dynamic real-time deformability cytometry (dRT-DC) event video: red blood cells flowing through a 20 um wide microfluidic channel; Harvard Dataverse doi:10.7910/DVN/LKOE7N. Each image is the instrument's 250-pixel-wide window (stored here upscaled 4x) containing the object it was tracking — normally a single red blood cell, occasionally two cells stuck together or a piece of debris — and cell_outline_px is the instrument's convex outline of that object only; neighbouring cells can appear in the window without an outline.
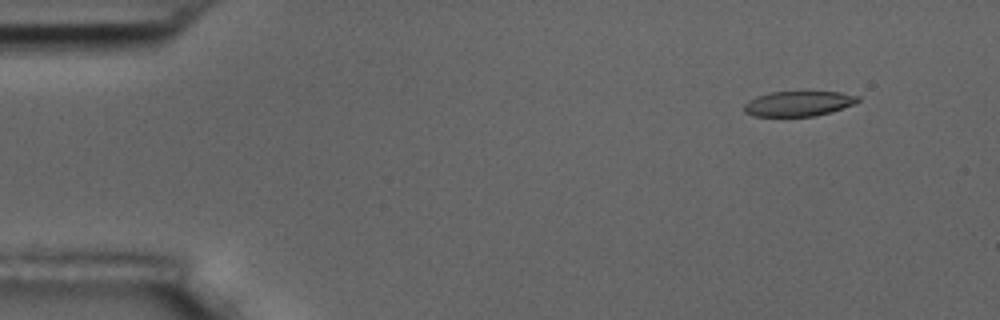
{"species": "common noctule bat (a hibernating species)", "species_latin": "Nyctalus noctula", "temperature_condition": "room temperature", "stored_images_in_passage": 5, "camera_frame_rate_fps": 3000, "um_per_image_px": 0.085, "animal": {"sex": "male", "body_mass_g": 17.5, "forearm_length_mm": 52.3}, "frame": {"image": 1, "passage_image": 2, "time_ms": 1.333, "image_size_px": [1000, 320], "cell_outline_px": [[860, 100], [852, 104], [832, 112], [816, 116], [752, 116], [744, 112], [744, 104], [748, 100], [756, 96], [768, 92], [840, 92], [860, 96]], "centroid_in_image_um": [67.84, 8.81], "position_along_channel_um": 17.2, "area_um2": 16.7}}
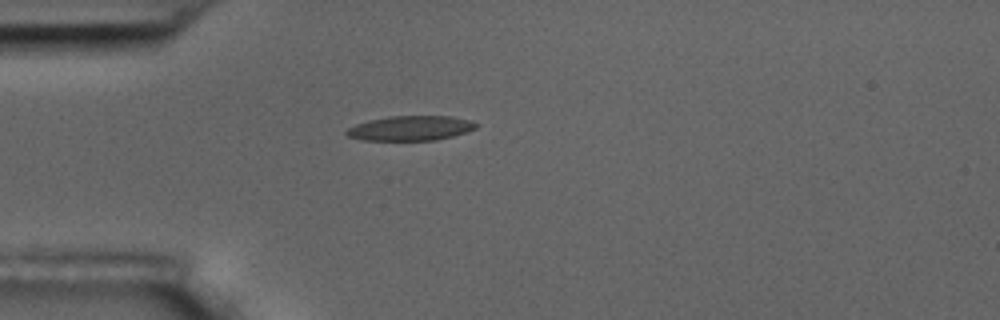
{"frame": {"image": 2, "passage_image": 5, "time_ms": 4.667, "image_size_px": [1000, 320], "cell_outline_px": [[480, 124], [476, 128], [468, 132], [436, 140], [360, 140], [348, 136], [344, 132], [348, 128], [356, 124], [368, 120], [388, 116], [452, 116], [468, 120]], "centroid_in_image_um": [34.9, 10.89], "position_along_channel_um": 50.1, "area_um2": 18.79}}